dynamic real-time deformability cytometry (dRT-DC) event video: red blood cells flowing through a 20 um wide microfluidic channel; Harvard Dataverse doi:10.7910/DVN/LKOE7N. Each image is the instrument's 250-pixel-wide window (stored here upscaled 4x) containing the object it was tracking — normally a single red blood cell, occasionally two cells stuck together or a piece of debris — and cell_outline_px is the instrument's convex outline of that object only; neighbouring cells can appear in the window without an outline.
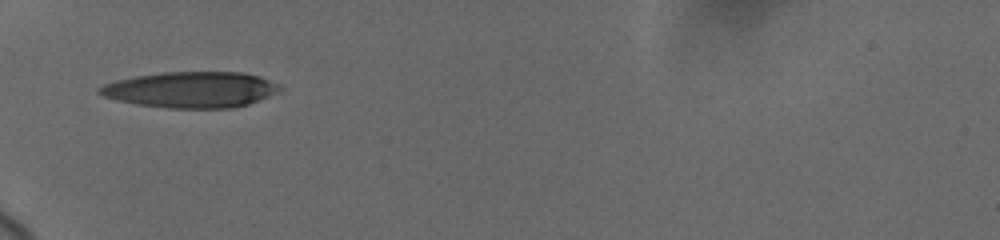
{"species": "human", "species_latin": "Homo sapiens", "temperature_condition": "cold", "stored_images_in_passage": 24, "camera_frame_rate_fps": 3000, "um_per_image_px": 0.085, "donor": {"sex": "female"}, "frame": {"image": 1, "passage_image": 1, "time_ms": 0.0, "image_size_px": [1000, 240], "cell_outline_px": [[280, 92], [248, 104], [232, 108], [168, 108], [136, 104], [104, 96], [96, 92], [96, 88], [104, 84], [116, 80], [136, 76], [164, 72], [244, 72], [260, 76], [276, 84], [280, 88]], "centroid_in_image_um": [16.23, 7.62], "position_along_channel_um": 68.8, "area_um2": 37.69}}
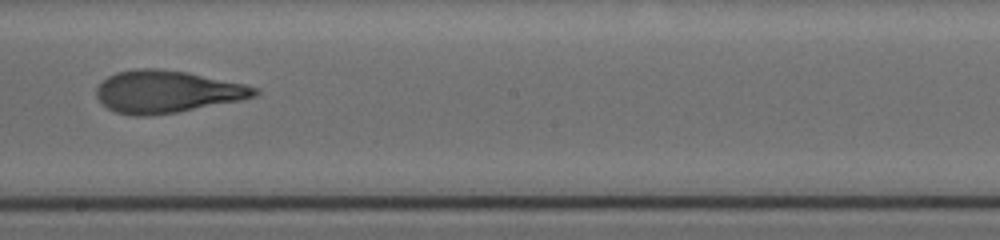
{"frame": {"image": 2, "passage_image": 10, "time_ms": 4.667, "image_size_px": [1000, 240], "cell_outline_px": [[260, 92], [256, 96], [240, 100], [176, 112], [148, 116], [132, 116], [116, 112], [108, 108], [96, 96], [96, 88], [108, 76], [116, 72], [136, 68], [156, 68], [188, 72], [244, 84], [260, 88]], "centroid_in_image_um": [14.19, 7.78], "position_along_channel_um": 234.0, "area_um2": 38.9}}
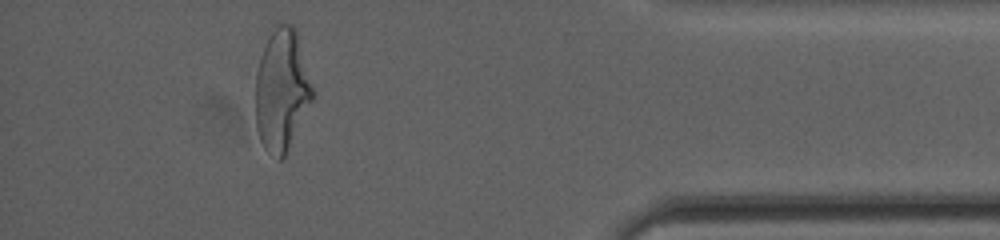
{"frame": {"image": 3, "passage_image": 21, "time_ms": 10.333, "image_size_px": [1000, 240], "cell_outline_px": [[316, 96], [284, 156], [280, 160], [264, 148], [260, 140], [256, 124], [256, 72], [260, 56], [272, 32], [280, 24], [292, 24], [296, 28]], "centroid_in_image_um": [23.98, 7.67], "position_along_channel_um": 411.2, "area_um2": 40.4}, "authors_computed_cell_mechanics": {"area_um2": 38.8705, "velocity_mm_per_s": 3.6962, "shape_relaxation_time_tau1_ms": 6.0708, "shape_relaxation_time_tau2_ms": 1.6606, "deformation_change_tau1": 0.2323, "deformation_change_tau2": 0.1077}}